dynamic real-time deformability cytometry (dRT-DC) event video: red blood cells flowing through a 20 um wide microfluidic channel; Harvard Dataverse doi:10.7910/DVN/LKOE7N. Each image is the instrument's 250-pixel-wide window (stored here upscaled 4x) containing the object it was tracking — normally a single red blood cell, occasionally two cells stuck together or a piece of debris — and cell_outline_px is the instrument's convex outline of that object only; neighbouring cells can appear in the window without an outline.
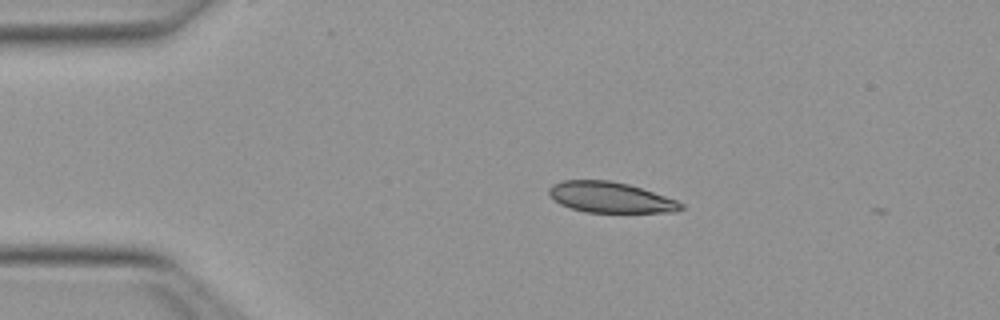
{"species": "Egyptian fruit bat (a non-hibernating species)", "species_latin": "Rousettus aegyptiacus", "temperature_condition": "warm", "stored_images_in_passage": 2, "camera_frame_rate_fps": 3000, "um_per_image_px": 0.085, "animal": {"sex": "female"}, "frame": {"image": 1, "passage_image": 1, "time_ms": 0.0, "image_size_px": [1000, 320], "cell_outline_px": [[684, 208], [676, 212], [584, 212], [560, 204], [548, 192], [548, 188], [552, 184], [564, 180], [608, 180], [628, 184], [676, 200], [684, 204]], "centroid_in_image_um": [51.88, 16.78], "position_along_channel_um": 33.1, "area_um2": 23.35}}